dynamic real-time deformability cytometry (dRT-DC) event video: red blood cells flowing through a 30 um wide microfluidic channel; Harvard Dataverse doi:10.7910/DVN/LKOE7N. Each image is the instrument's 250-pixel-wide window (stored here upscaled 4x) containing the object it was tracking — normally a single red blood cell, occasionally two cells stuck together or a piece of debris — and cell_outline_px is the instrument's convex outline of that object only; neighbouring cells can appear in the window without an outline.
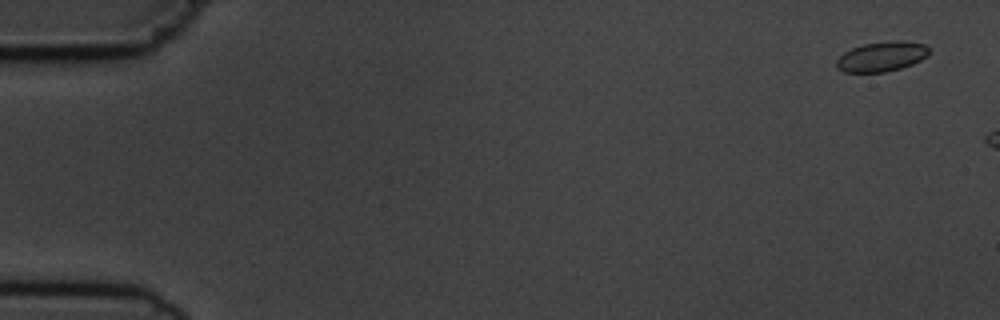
{"species": "common noctule bat (a hibernating species)", "species_latin": "Nyctalus noctula", "temperature_condition": "cold", "stored_images_in_passage": 3, "camera_frame_rate_fps": 3000, "um_per_image_px": 0.085, "animal": {"sex": "male", "body_mass_g": 19.5, "forearm_length_mm": 54.6}, "frame": {"image": 1, "passage_image": 1, "time_ms": 0.0, "image_size_px": [1000, 320], "cell_outline_px": [[928, 56], [912, 64], [900, 68], [884, 72], [844, 72], [836, 68], [836, 60], [844, 52], [852, 48], [864, 44], [888, 40], [904, 40], [924, 44], [928, 48]], "centroid_in_image_um": [74.93, 4.79], "position_along_channel_um": 10.1, "area_um2": 16.18}}